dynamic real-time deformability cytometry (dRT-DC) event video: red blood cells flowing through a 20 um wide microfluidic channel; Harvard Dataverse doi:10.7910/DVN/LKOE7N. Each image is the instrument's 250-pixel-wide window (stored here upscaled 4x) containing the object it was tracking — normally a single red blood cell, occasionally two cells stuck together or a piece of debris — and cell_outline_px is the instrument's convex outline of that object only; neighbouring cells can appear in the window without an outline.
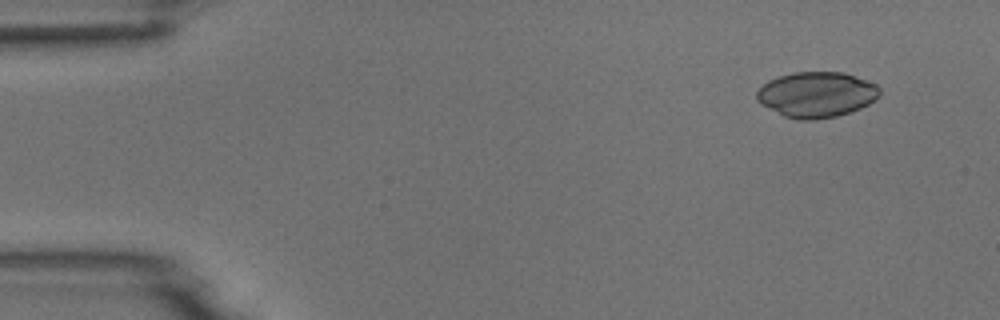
{"species": "common noctule bat (a hibernating species)", "species_latin": "Nyctalus noctula", "temperature_condition": "room temperature", "stored_images_in_passage": 4, "camera_frame_rate_fps": 3000, "um_per_image_px": 0.085, "animal": {"sex": "male", "body_mass_g": 18.8}, "frame": {"image": 1, "passage_image": 1, "time_ms": 0.0, "image_size_px": [1000, 320], "cell_outline_px": [[880, 96], [876, 100], [860, 108], [836, 116], [816, 120], [796, 120], [784, 116], [760, 104], [756, 100], [756, 92], [768, 80], [792, 72], [844, 72], [876, 84], [880, 88]], "centroid_in_image_um": [69.4, 8.04], "position_along_channel_um": 15.6, "area_um2": 32.71}}